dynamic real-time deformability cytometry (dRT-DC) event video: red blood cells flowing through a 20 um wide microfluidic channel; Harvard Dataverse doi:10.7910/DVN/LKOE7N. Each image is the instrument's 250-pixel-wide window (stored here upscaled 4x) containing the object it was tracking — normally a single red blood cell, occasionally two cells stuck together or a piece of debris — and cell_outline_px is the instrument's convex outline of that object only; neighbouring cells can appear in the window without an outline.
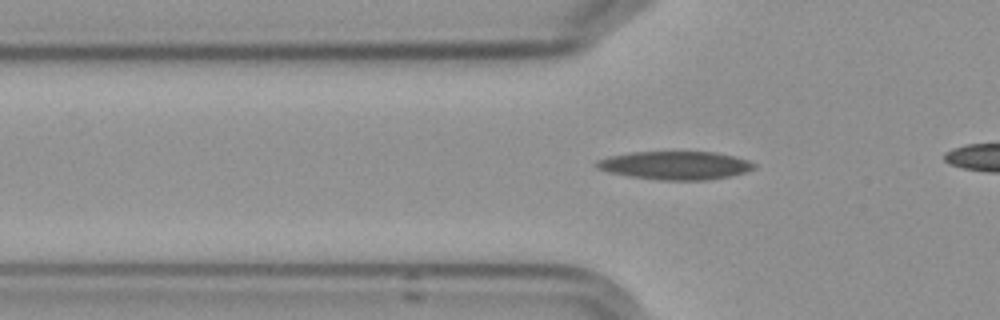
{"species": "Egyptian fruit bat (a non-hibernating species)", "species_latin": "Rousettus aegyptiacus", "temperature_condition": "cold", "stored_images_in_passage": 18, "camera_frame_rate_fps": 3000, "um_per_image_px": 0.085, "frame": {"image": 1, "passage_image": 18, "time_ms": 5.667, "image_size_px": [1000, 320], "cell_outline_px": [[756, 168], [744, 172], [728, 176], [704, 180], [660, 180], [632, 176], [608, 172], [596, 168], [592, 164], [596, 160], [608, 156], [628, 152], [716, 152], [748, 160], [756, 164]], "centroid_in_image_um": [57.34, 14.05], "position_along_channel_um": 68.5, "area_um2": 25.95}}